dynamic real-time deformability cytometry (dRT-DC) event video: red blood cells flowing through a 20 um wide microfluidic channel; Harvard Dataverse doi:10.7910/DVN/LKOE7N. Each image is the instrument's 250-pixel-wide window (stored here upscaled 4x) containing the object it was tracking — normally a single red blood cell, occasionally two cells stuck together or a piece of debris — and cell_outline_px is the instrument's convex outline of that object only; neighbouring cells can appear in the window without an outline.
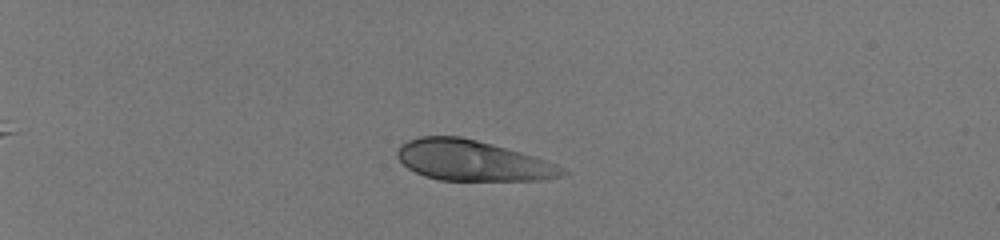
{"species": "human", "species_latin": "Homo sapiens", "temperature_condition": "room temperature", "stored_images_in_passage": 40, "camera_frame_rate_fps": 3000, "um_per_image_px": 0.085, "donor": {"sex": "male"}, "frame": {"image": 1, "passage_image": 1, "time_ms": 0.0, "image_size_px": [1000, 240], "cell_outline_px": [[568, 172], [564, 176], [540, 180], [440, 180], [424, 176], [408, 168], [396, 156], [396, 152], [400, 144], [408, 140], [420, 136], [460, 136], [492, 144], [520, 152], [556, 164], [564, 168]], "centroid_in_image_um": [40.14, 13.65], "position_along_channel_um": 44.9, "area_um2": 38.78}}
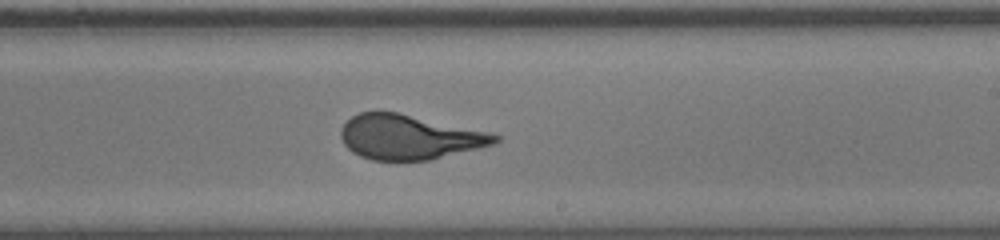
{"frame": {"image": 2, "passage_image": 23, "time_ms": 7.333, "image_size_px": [1000, 240], "cell_outline_px": [[500, 140], [496, 144], [432, 160], [372, 160], [360, 156], [352, 152], [344, 144], [340, 136], [340, 128], [352, 116], [360, 112], [396, 112], [488, 132], [500, 136]], "centroid_in_image_um": [34.78, 11.67], "position_along_channel_um": 254.2, "area_um2": 39.94}}
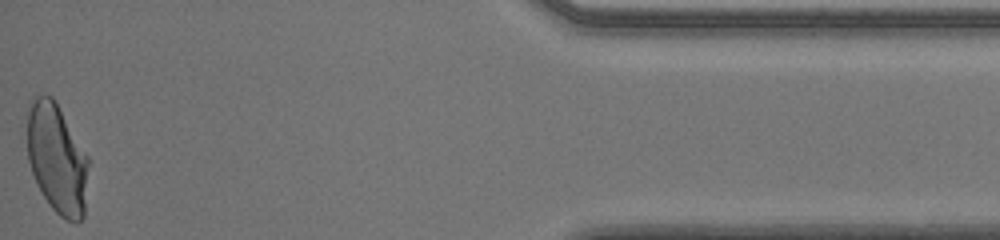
{"frame": {"image": 3, "passage_image": 40, "time_ms": 13.0, "image_size_px": [1000, 240], "cell_outline_px": [[88, 164], [84, 216], [76, 224], [60, 216], [52, 208], [36, 184], [28, 160], [28, 100], [36, 96], [52, 96], [88, 156]], "centroid_in_image_um": [4.83, 13.5], "position_along_channel_um": 430.4, "area_um2": 38.96}, "authors_computed_cell_mechanics": {"area_um2": 40.3733, "velocity_mm_per_s": 4.0367, "shape_relaxation_time_tau1_ms": 5.263, "shape_relaxation_time_tau2_ms": null, "deformation_change_tau1": 0.1746, "deformation_change_tau2": null}}